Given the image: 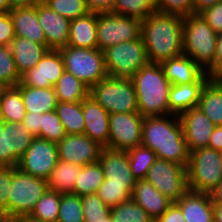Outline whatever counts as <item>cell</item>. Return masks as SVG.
Returning <instances> with one entry per match:
<instances>
[{
    "mask_svg": "<svg viewBox=\"0 0 222 222\" xmlns=\"http://www.w3.org/2000/svg\"><path fill=\"white\" fill-rule=\"evenodd\" d=\"M64 69L71 73L89 88L106 78L104 52L98 48H79L65 46L60 49Z\"/></svg>",
    "mask_w": 222,
    "mask_h": 222,
    "instance_id": "obj_7",
    "label": "cell"
},
{
    "mask_svg": "<svg viewBox=\"0 0 222 222\" xmlns=\"http://www.w3.org/2000/svg\"><path fill=\"white\" fill-rule=\"evenodd\" d=\"M89 95L110 114L138 112L131 79L107 76L90 88Z\"/></svg>",
    "mask_w": 222,
    "mask_h": 222,
    "instance_id": "obj_6",
    "label": "cell"
},
{
    "mask_svg": "<svg viewBox=\"0 0 222 222\" xmlns=\"http://www.w3.org/2000/svg\"><path fill=\"white\" fill-rule=\"evenodd\" d=\"M172 203H176L189 189L187 168L163 159H156L145 178Z\"/></svg>",
    "mask_w": 222,
    "mask_h": 222,
    "instance_id": "obj_11",
    "label": "cell"
},
{
    "mask_svg": "<svg viewBox=\"0 0 222 222\" xmlns=\"http://www.w3.org/2000/svg\"><path fill=\"white\" fill-rule=\"evenodd\" d=\"M60 200L61 194L57 191L48 189L37 201L36 206L30 215L43 222H57Z\"/></svg>",
    "mask_w": 222,
    "mask_h": 222,
    "instance_id": "obj_36",
    "label": "cell"
},
{
    "mask_svg": "<svg viewBox=\"0 0 222 222\" xmlns=\"http://www.w3.org/2000/svg\"><path fill=\"white\" fill-rule=\"evenodd\" d=\"M217 37L218 34L200 14L184 17L183 54L195 61L205 72L214 63Z\"/></svg>",
    "mask_w": 222,
    "mask_h": 222,
    "instance_id": "obj_4",
    "label": "cell"
},
{
    "mask_svg": "<svg viewBox=\"0 0 222 222\" xmlns=\"http://www.w3.org/2000/svg\"><path fill=\"white\" fill-rule=\"evenodd\" d=\"M156 10L182 17L194 14L193 0H154Z\"/></svg>",
    "mask_w": 222,
    "mask_h": 222,
    "instance_id": "obj_45",
    "label": "cell"
},
{
    "mask_svg": "<svg viewBox=\"0 0 222 222\" xmlns=\"http://www.w3.org/2000/svg\"><path fill=\"white\" fill-rule=\"evenodd\" d=\"M8 86L4 84L2 81H0V97L2 96L3 92Z\"/></svg>",
    "mask_w": 222,
    "mask_h": 222,
    "instance_id": "obj_61",
    "label": "cell"
},
{
    "mask_svg": "<svg viewBox=\"0 0 222 222\" xmlns=\"http://www.w3.org/2000/svg\"><path fill=\"white\" fill-rule=\"evenodd\" d=\"M214 222H222V205H214Z\"/></svg>",
    "mask_w": 222,
    "mask_h": 222,
    "instance_id": "obj_59",
    "label": "cell"
},
{
    "mask_svg": "<svg viewBox=\"0 0 222 222\" xmlns=\"http://www.w3.org/2000/svg\"><path fill=\"white\" fill-rule=\"evenodd\" d=\"M58 160L56 143L35 137L20 158L17 168L24 173L47 180Z\"/></svg>",
    "mask_w": 222,
    "mask_h": 222,
    "instance_id": "obj_12",
    "label": "cell"
},
{
    "mask_svg": "<svg viewBox=\"0 0 222 222\" xmlns=\"http://www.w3.org/2000/svg\"><path fill=\"white\" fill-rule=\"evenodd\" d=\"M44 3L70 21L89 13L86 0H44Z\"/></svg>",
    "mask_w": 222,
    "mask_h": 222,
    "instance_id": "obj_40",
    "label": "cell"
},
{
    "mask_svg": "<svg viewBox=\"0 0 222 222\" xmlns=\"http://www.w3.org/2000/svg\"><path fill=\"white\" fill-rule=\"evenodd\" d=\"M65 71L59 50H48L35 67L21 75L20 83L28 87H53Z\"/></svg>",
    "mask_w": 222,
    "mask_h": 222,
    "instance_id": "obj_15",
    "label": "cell"
},
{
    "mask_svg": "<svg viewBox=\"0 0 222 222\" xmlns=\"http://www.w3.org/2000/svg\"><path fill=\"white\" fill-rule=\"evenodd\" d=\"M97 46L101 51L141 36V20L112 12L97 13Z\"/></svg>",
    "mask_w": 222,
    "mask_h": 222,
    "instance_id": "obj_10",
    "label": "cell"
},
{
    "mask_svg": "<svg viewBox=\"0 0 222 222\" xmlns=\"http://www.w3.org/2000/svg\"><path fill=\"white\" fill-rule=\"evenodd\" d=\"M143 119L139 112L110 114L107 148L126 151L141 145Z\"/></svg>",
    "mask_w": 222,
    "mask_h": 222,
    "instance_id": "obj_13",
    "label": "cell"
},
{
    "mask_svg": "<svg viewBox=\"0 0 222 222\" xmlns=\"http://www.w3.org/2000/svg\"><path fill=\"white\" fill-rule=\"evenodd\" d=\"M53 88L59 102H81L90 91L85 83L67 71L62 73Z\"/></svg>",
    "mask_w": 222,
    "mask_h": 222,
    "instance_id": "obj_31",
    "label": "cell"
},
{
    "mask_svg": "<svg viewBox=\"0 0 222 222\" xmlns=\"http://www.w3.org/2000/svg\"><path fill=\"white\" fill-rule=\"evenodd\" d=\"M96 33L97 13L89 12L70 22L67 45L79 48H98Z\"/></svg>",
    "mask_w": 222,
    "mask_h": 222,
    "instance_id": "obj_26",
    "label": "cell"
},
{
    "mask_svg": "<svg viewBox=\"0 0 222 222\" xmlns=\"http://www.w3.org/2000/svg\"><path fill=\"white\" fill-rule=\"evenodd\" d=\"M113 222H154L148 213L132 199L110 208Z\"/></svg>",
    "mask_w": 222,
    "mask_h": 222,
    "instance_id": "obj_38",
    "label": "cell"
},
{
    "mask_svg": "<svg viewBox=\"0 0 222 222\" xmlns=\"http://www.w3.org/2000/svg\"><path fill=\"white\" fill-rule=\"evenodd\" d=\"M0 222H12L10 218L4 216V217H0Z\"/></svg>",
    "mask_w": 222,
    "mask_h": 222,
    "instance_id": "obj_62",
    "label": "cell"
},
{
    "mask_svg": "<svg viewBox=\"0 0 222 222\" xmlns=\"http://www.w3.org/2000/svg\"><path fill=\"white\" fill-rule=\"evenodd\" d=\"M213 205H222V181L209 193Z\"/></svg>",
    "mask_w": 222,
    "mask_h": 222,
    "instance_id": "obj_57",
    "label": "cell"
},
{
    "mask_svg": "<svg viewBox=\"0 0 222 222\" xmlns=\"http://www.w3.org/2000/svg\"><path fill=\"white\" fill-rule=\"evenodd\" d=\"M38 21L44 30L46 47L58 50L67 46L70 20L53 11L44 2L38 4Z\"/></svg>",
    "mask_w": 222,
    "mask_h": 222,
    "instance_id": "obj_19",
    "label": "cell"
},
{
    "mask_svg": "<svg viewBox=\"0 0 222 222\" xmlns=\"http://www.w3.org/2000/svg\"><path fill=\"white\" fill-rule=\"evenodd\" d=\"M84 222H99L110 215V208L96 193L81 196Z\"/></svg>",
    "mask_w": 222,
    "mask_h": 222,
    "instance_id": "obj_41",
    "label": "cell"
},
{
    "mask_svg": "<svg viewBox=\"0 0 222 222\" xmlns=\"http://www.w3.org/2000/svg\"><path fill=\"white\" fill-rule=\"evenodd\" d=\"M194 1V13L199 14L201 11L212 7L220 0H193Z\"/></svg>",
    "mask_w": 222,
    "mask_h": 222,
    "instance_id": "obj_55",
    "label": "cell"
},
{
    "mask_svg": "<svg viewBox=\"0 0 222 222\" xmlns=\"http://www.w3.org/2000/svg\"><path fill=\"white\" fill-rule=\"evenodd\" d=\"M211 77L205 73L197 82L171 85L169 91V114L180 115L182 112L196 108L201 92Z\"/></svg>",
    "mask_w": 222,
    "mask_h": 222,
    "instance_id": "obj_21",
    "label": "cell"
},
{
    "mask_svg": "<svg viewBox=\"0 0 222 222\" xmlns=\"http://www.w3.org/2000/svg\"><path fill=\"white\" fill-rule=\"evenodd\" d=\"M133 177L137 180H145L149 168L157 159L156 153L148 147L138 145L126 150Z\"/></svg>",
    "mask_w": 222,
    "mask_h": 222,
    "instance_id": "obj_35",
    "label": "cell"
},
{
    "mask_svg": "<svg viewBox=\"0 0 222 222\" xmlns=\"http://www.w3.org/2000/svg\"><path fill=\"white\" fill-rule=\"evenodd\" d=\"M103 52L107 75L111 77L132 79L140 68L149 63L141 36L111 46Z\"/></svg>",
    "mask_w": 222,
    "mask_h": 222,
    "instance_id": "obj_9",
    "label": "cell"
},
{
    "mask_svg": "<svg viewBox=\"0 0 222 222\" xmlns=\"http://www.w3.org/2000/svg\"><path fill=\"white\" fill-rule=\"evenodd\" d=\"M16 167L0 166V206L4 209L7 217V202L12 185V171Z\"/></svg>",
    "mask_w": 222,
    "mask_h": 222,
    "instance_id": "obj_46",
    "label": "cell"
},
{
    "mask_svg": "<svg viewBox=\"0 0 222 222\" xmlns=\"http://www.w3.org/2000/svg\"><path fill=\"white\" fill-rule=\"evenodd\" d=\"M35 136L22 122H7L8 166L17 167Z\"/></svg>",
    "mask_w": 222,
    "mask_h": 222,
    "instance_id": "obj_29",
    "label": "cell"
},
{
    "mask_svg": "<svg viewBox=\"0 0 222 222\" xmlns=\"http://www.w3.org/2000/svg\"><path fill=\"white\" fill-rule=\"evenodd\" d=\"M59 160L81 166L99 162L101 145L85 134L69 135L56 143Z\"/></svg>",
    "mask_w": 222,
    "mask_h": 222,
    "instance_id": "obj_14",
    "label": "cell"
},
{
    "mask_svg": "<svg viewBox=\"0 0 222 222\" xmlns=\"http://www.w3.org/2000/svg\"><path fill=\"white\" fill-rule=\"evenodd\" d=\"M20 80L10 47L0 45V81L7 86H16Z\"/></svg>",
    "mask_w": 222,
    "mask_h": 222,
    "instance_id": "obj_44",
    "label": "cell"
},
{
    "mask_svg": "<svg viewBox=\"0 0 222 222\" xmlns=\"http://www.w3.org/2000/svg\"><path fill=\"white\" fill-rule=\"evenodd\" d=\"M57 222H84L81 196L61 194Z\"/></svg>",
    "mask_w": 222,
    "mask_h": 222,
    "instance_id": "obj_39",
    "label": "cell"
},
{
    "mask_svg": "<svg viewBox=\"0 0 222 222\" xmlns=\"http://www.w3.org/2000/svg\"><path fill=\"white\" fill-rule=\"evenodd\" d=\"M0 166H8L7 122L0 121Z\"/></svg>",
    "mask_w": 222,
    "mask_h": 222,
    "instance_id": "obj_52",
    "label": "cell"
},
{
    "mask_svg": "<svg viewBox=\"0 0 222 222\" xmlns=\"http://www.w3.org/2000/svg\"><path fill=\"white\" fill-rule=\"evenodd\" d=\"M16 86L21 91L26 112L43 114L55 111L58 100L53 87H28L22 85L20 82Z\"/></svg>",
    "mask_w": 222,
    "mask_h": 222,
    "instance_id": "obj_27",
    "label": "cell"
},
{
    "mask_svg": "<svg viewBox=\"0 0 222 222\" xmlns=\"http://www.w3.org/2000/svg\"><path fill=\"white\" fill-rule=\"evenodd\" d=\"M99 222H113L111 215L107 216L105 219Z\"/></svg>",
    "mask_w": 222,
    "mask_h": 222,
    "instance_id": "obj_63",
    "label": "cell"
},
{
    "mask_svg": "<svg viewBox=\"0 0 222 222\" xmlns=\"http://www.w3.org/2000/svg\"><path fill=\"white\" fill-rule=\"evenodd\" d=\"M172 85L197 82L206 72L187 55L171 58L160 64Z\"/></svg>",
    "mask_w": 222,
    "mask_h": 222,
    "instance_id": "obj_24",
    "label": "cell"
},
{
    "mask_svg": "<svg viewBox=\"0 0 222 222\" xmlns=\"http://www.w3.org/2000/svg\"><path fill=\"white\" fill-rule=\"evenodd\" d=\"M4 216H6L4 209L0 206V217H4Z\"/></svg>",
    "mask_w": 222,
    "mask_h": 222,
    "instance_id": "obj_64",
    "label": "cell"
},
{
    "mask_svg": "<svg viewBox=\"0 0 222 222\" xmlns=\"http://www.w3.org/2000/svg\"><path fill=\"white\" fill-rule=\"evenodd\" d=\"M209 148H213L214 150L222 151V125L216 126L214 131L209 138Z\"/></svg>",
    "mask_w": 222,
    "mask_h": 222,
    "instance_id": "obj_54",
    "label": "cell"
},
{
    "mask_svg": "<svg viewBox=\"0 0 222 222\" xmlns=\"http://www.w3.org/2000/svg\"><path fill=\"white\" fill-rule=\"evenodd\" d=\"M199 14L217 34L222 33V0Z\"/></svg>",
    "mask_w": 222,
    "mask_h": 222,
    "instance_id": "obj_47",
    "label": "cell"
},
{
    "mask_svg": "<svg viewBox=\"0 0 222 222\" xmlns=\"http://www.w3.org/2000/svg\"><path fill=\"white\" fill-rule=\"evenodd\" d=\"M64 131L69 135L84 134L85 122L81 102H59L55 108Z\"/></svg>",
    "mask_w": 222,
    "mask_h": 222,
    "instance_id": "obj_32",
    "label": "cell"
},
{
    "mask_svg": "<svg viewBox=\"0 0 222 222\" xmlns=\"http://www.w3.org/2000/svg\"><path fill=\"white\" fill-rule=\"evenodd\" d=\"M221 181V151L204 147L190 153L187 165L189 190L210 193Z\"/></svg>",
    "mask_w": 222,
    "mask_h": 222,
    "instance_id": "obj_5",
    "label": "cell"
},
{
    "mask_svg": "<svg viewBox=\"0 0 222 222\" xmlns=\"http://www.w3.org/2000/svg\"><path fill=\"white\" fill-rule=\"evenodd\" d=\"M131 199L140 205L154 221L172 204L166 196L146 180L136 181Z\"/></svg>",
    "mask_w": 222,
    "mask_h": 222,
    "instance_id": "obj_23",
    "label": "cell"
},
{
    "mask_svg": "<svg viewBox=\"0 0 222 222\" xmlns=\"http://www.w3.org/2000/svg\"><path fill=\"white\" fill-rule=\"evenodd\" d=\"M141 144L154 151L158 159L187 168L190 153L179 115L144 117Z\"/></svg>",
    "mask_w": 222,
    "mask_h": 222,
    "instance_id": "obj_2",
    "label": "cell"
},
{
    "mask_svg": "<svg viewBox=\"0 0 222 222\" xmlns=\"http://www.w3.org/2000/svg\"><path fill=\"white\" fill-rule=\"evenodd\" d=\"M82 113L85 122L84 134L103 148H107L110 131V113L91 95L82 100Z\"/></svg>",
    "mask_w": 222,
    "mask_h": 222,
    "instance_id": "obj_17",
    "label": "cell"
},
{
    "mask_svg": "<svg viewBox=\"0 0 222 222\" xmlns=\"http://www.w3.org/2000/svg\"><path fill=\"white\" fill-rule=\"evenodd\" d=\"M15 36L30 39L46 46L44 30L38 21V4L30 7H17L9 10Z\"/></svg>",
    "mask_w": 222,
    "mask_h": 222,
    "instance_id": "obj_20",
    "label": "cell"
},
{
    "mask_svg": "<svg viewBox=\"0 0 222 222\" xmlns=\"http://www.w3.org/2000/svg\"><path fill=\"white\" fill-rule=\"evenodd\" d=\"M15 37L13 22L9 12L0 14V45L9 46Z\"/></svg>",
    "mask_w": 222,
    "mask_h": 222,
    "instance_id": "obj_48",
    "label": "cell"
},
{
    "mask_svg": "<svg viewBox=\"0 0 222 222\" xmlns=\"http://www.w3.org/2000/svg\"><path fill=\"white\" fill-rule=\"evenodd\" d=\"M81 168V165L58 160L47 179L48 189L57 191L59 194H73Z\"/></svg>",
    "mask_w": 222,
    "mask_h": 222,
    "instance_id": "obj_30",
    "label": "cell"
},
{
    "mask_svg": "<svg viewBox=\"0 0 222 222\" xmlns=\"http://www.w3.org/2000/svg\"><path fill=\"white\" fill-rule=\"evenodd\" d=\"M105 176L99 162L82 166L76 179L73 194L83 196L96 193Z\"/></svg>",
    "mask_w": 222,
    "mask_h": 222,
    "instance_id": "obj_34",
    "label": "cell"
},
{
    "mask_svg": "<svg viewBox=\"0 0 222 222\" xmlns=\"http://www.w3.org/2000/svg\"><path fill=\"white\" fill-rule=\"evenodd\" d=\"M65 136L63 125L55 111L41 114L39 138L57 143Z\"/></svg>",
    "mask_w": 222,
    "mask_h": 222,
    "instance_id": "obj_43",
    "label": "cell"
},
{
    "mask_svg": "<svg viewBox=\"0 0 222 222\" xmlns=\"http://www.w3.org/2000/svg\"><path fill=\"white\" fill-rule=\"evenodd\" d=\"M12 222H43L33 218L31 215L18 216L11 219Z\"/></svg>",
    "mask_w": 222,
    "mask_h": 222,
    "instance_id": "obj_58",
    "label": "cell"
},
{
    "mask_svg": "<svg viewBox=\"0 0 222 222\" xmlns=\"http://www.w3.org/2000/svg\"><path fill=\"white\" fill-rule=\"evenodd\" d=\"M48 190L47 180L22 172L19 168L12 171V185L7 202V217L30 215L37 201Z\"/></svg>",
    "mask_w": 222,
    "mask_h": 222,
    "instance_id": "obj_8",
    "label": "cell"
},
{
    "mask_svg": "<svg viewBox=\"0 0 222 222\" xmlns=\"http://www.w3.org/2000/svg\"><path fill=\"white\" fill-rule=\"evenodd\" d=\"M26 115L21 91L17 86H8L0 97L1 121L23 122Z\"/></svg>",
    "mask_w": 222,
    "mask_h": 222,
    "instance_id": "obj_33",
    "label": "cell"
},
{
    "mask_svg": "<svg viewBox=\"0 0 222 222\" xmlns=\"http://www.w3.org/2000/svg\"><path fill=\"white\" fill-rule=\"evenodd\" d=\"M211 78L222 77V33L218 34L213 65L206 71Z\"/></svg>",
    "mask_w": 222,
    "mask_h": 222,
    "instance_id": "obj_49",
    "label": "cell"
},
{
    "mask_svg": "<svg viewBox=\"0 0 222 222\" xmlns=\"http://www.w3.org/2000/svg\"><path fill=\"white\" fill-rule=\"evenodd\" d=\"M96 194L109 208L128 201L132 196V192L125 185L107 184L106 178Z\"/></svg>",
    "mask_w": 222,
    "mask_h": 222,
    "instance_id": "obj_42",
    "label": "cell"
},
{
    "mask_svg": "<svg viewBox=\"0 0 222 222\" xmlns=\"http://www.w3.org/2000/svg\"><path fill=\"white\" fill-rule=\"evenodd\" d=\"M99 163L107 184L125 185L133 193L136 179L132 175L126 151L103 148Z\"/></svg>",
    "mask_w": 222,
    "mask_h": 222,
    "instance_id": "obj_18",
    "label": "cell"
},
{
    "mask_svg": "<svg viewBox=\"0 0 222 222\" xmlns=\"http://www.w3.org/2000/svg\"><path fill=\"white\" fill-rule=\"evenodd\" d=\"M156 11L154 0H116L112 13L142 21Z\"/></svg>",
    "mask_w": 222,
    "mask_h": 222,
    "instance_id": "obj_37",
    "label": "cell"
},
{
    "mask_svg": "<svg viewBox=\"0 0 222 222\" xmlns=\"http://www.w3.org/2000/svg\"><path fill=\"white\" fill-rule=\"evenodd\" d=\"M116 0H86L89 12L105 13L112 12Z\"/></svg>",
    "mask_w": 222,
    "mask_h": 222,
    "instance_id": "obj_51",
    "label": "cell"
},
{
    "mask_svg": "<svg viewBox=\"0 0 222 222\" xmlns=\"http://www.w3.org/2000/svg\"><path fill=\"white\" fill-rule=\"evenodd\" d=\"M154 222H186L181 208L176 204L172 203L168 209Z\"/></svg>",
    "mask_w": 222,
    "mask_h": 222,
    "instance_id": "obj_50",
    "label": "cell"
},
{
    "mask_svg": "<svg viewBox=\"0 0 222 222\" xmlns=\"http://www.w3.org/2000/svg\"><path fill=\"white\" fill-rule=\"evenodd\" d=\"M179 117L189 153L208 147L216 125L198 107L182 112Z\"/></svg>",
    "mask_w": 222,
    "mask_h": 222,
    "instance_id": "obj_16",
    "label": "cell"
},
{
    "mask_svg": "<svg viewBox=\"0 0 222 222\" xmlns=\"http://www.w3.org/2000/svg\"><path fill=\"white\" fill-rule=\"evenodd\" d=\"M216 126L222 125V80L211 78L204 86L197 106Z\"/></svg>",
    "mask_w": 222,
    "mask_h": 222,
    "instance_id": "obj_28",
    "label": "cell"
},
{
    "mask_svg": "<svg viewBox=\"0 0 222 222\" xmlns=\"http://www.w3.org/2000/svg\"><path fill=\"white\" fill-rule=\"evenodd\" d=\"M184 17L159 11L141 21V37L149 63L162 62L183 54Z\"/></svg>",
    "mask_w": 222,
    "mask_h": 222,
    "instance_id": "obj_1",
    "label": "cell"
},
{
    "mask_svg": "<svg viewBox=\"0 0 222 222\" xmlns=\"http://www.w3.org/2000/svg\"><path fill=\"white\" fill-rule=\"evenodd\" d=\"M44 2V0H9L10 9L17 7H30Z\"/></svg>",
    "mask_w": 222,
    "mask_h": 222,
    "instance_id": "obj_56",
    "label": "cell"
},
{
    "mask_svg": "<svg viewBox=\"0 0 222 222\" xmlns=\"http://www.w3.org/2000/svg\"><path fill=\"white\" fill-rule=\"evenodd\" d=\"M176 204L186 222H214V205L209 193L188 190Z\"/></svg>",
    "mask_w": 222,
    "mask_h": 222,
    "instance_id": "obj_22",
    "label": "cell"
},
{
    "mask_svg": "<svg viewBox=\"0 0 222 222\" xmlns=\"http://www.w3.org/2000/svg\"><path fill=\"white\" fill-rule=\"evenodd\" d=\"M9 47L20 76L35 67L49 50L45 45L20 36H15Z\"/></svg>",
    "mask_w": 222,
    "mask_h": 222,
    "instance_id": "obj_25",
    "label": "cell"
},
{
    "mask_svg": "<svg viewBox=\"0 0 222 222\" xmlns=\"http://www.w3.org/2000/svg\"><path fill=\"white\" fill-rule=\"evenodd\" d=\"M40 122H41V114L35 112H26V115L23 119L24 125L28 128V130L34 135L38 137L40 134Z\"/></svg>",
    "mask_w": 222,
    "mask_h": 222,
    "instance_id": "obj_53",
    "label": "cell"
},
{
    "mask_svg": "<svg viewBox=\"0 0 222 222\" xmlns=\"http://www.w3.org/2000/svg\"><path fill=\"white\" fill-rule=\"evenodd\" d=\"M9 10H10L9 0H0V14L9 12Z\"/></svg>",
    "mask_w": 222,
    "mask_h": 222,
    "instance_id": "obj_60",
    "label": "cell"
},
{
    "mask_svg": "<svg viewBox=\"0 0 222 222\" xmlns=\"http://www.w3.org/2000/svg\"><path fill=\"white\" fill-rule=\"evenodd\" d=\"M137 95L138 112L143 117L169 115L171 83L160 64L148 63L131 79Z\"/></svg>",
    "mask_w": 222,
    "mask_h": 222,
    "instance_id": "obj_3",
    "label": "cell"
}]
</instances>
